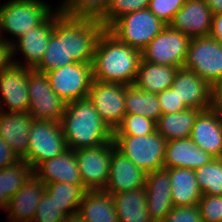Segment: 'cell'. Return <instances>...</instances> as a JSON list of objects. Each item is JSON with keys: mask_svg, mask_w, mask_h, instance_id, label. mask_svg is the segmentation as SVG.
Returning a JSON list of instances; mask_svg holds the SVG:
<instances>
[{"mask_svg": "<svg viewBox=\"0 0 222 222\" xmlns=\"http://www.w3.org/2000/svg\"><path fill=\"white\" fill-rule=\"evenodd\" d=\"M141 59L139 50L120 42L105 29L95 48L93 80L133 85Z\"/></svg>", "mask_w": 222, "mask_h": 222, "instance_id": "1", "label": "cell"}, {"mask_svg": "<svg viewBox=\"0 0 222 222\" xmlns=\"http://www.w3.org/2000/svg\"><path fill=\"white\" fill-rule=\"evenodd\" d=\"M60 125L71 150L99 146L113 140V132L88 97L67 103Z\"/></svg>", "mask_w": 222, "mask_h": 222, "instance_id": "2", "label": "cell"}, {"mask_svg": "<svg viewBox=\"0 0 222 222\" xmlns=\"http://www.w3.org/2000/svg\"><path fill=\"white\" fill-rule=\"evenodd\" d=\"M166 26L146 8L122 15L107 30L120 42L141 52Z\"/></svg>", "mask_w": 222, "mask_h": 222, "instance_id": "3", "label": "cell"}, {"mask_svg": "<svg viewBox=\"0 0 222 222\" xmlns=\"http://www.w3.org/2000/svg\"><path fill=\"white\" fill-rule=\"evenodd\" d=\"M116 149L145 173L164 169L167 141L155 131L146 136L113 135Z\"/></svg>", "mask_w": 222, "mask_h": 222, "instance_id": "4", "label": "cell"}, {"mask_svg": "<svg viewBox=\"0 0 222 222\" xmlns=\"http://www.w3.org/2000/svg\"><path fill=\"white\" fill-rule=\"evenodd\" d=\"M28 151L24 160L34 170L40 163L68 149L60 122L33 119L28 136Z\"/></svg>", "mask_w": 222, "mask_h": 222, "instance_id": "5", "label": "cell"}, {"mask_svg": "<svg viewBox=\"0 0 222 222\" xmlns=\"http://www.w3.org/2000/svg\"><path fill=\"white\" fill-rule=\"evenodd\" d=\"M105 29L101 22L65 15L66 57L78 63H93L98 39Z\"/></svg>", "mask_w": 222, "mask_h": 222, "instance_id": "6", "label": "cell"}, {"mask_svg": "<svg viewBox=\"0 0 222 222\" xmlns=\"http://www.w3.org/2000/svg\"><path fill=\"white\" fill-rule=\"evenodd\" d=\"M184 67L214 88L222 81V45L210 36L191 38Z\"/></svg>", "mask_w": 222, "mask_h": 222, "instance_id": "7", "label": "cell"}, {"mask_svg": "<svg viewBox=\"0 0 222 222\" xmlns=\"http://www.w3.org/2000/svg\"><path fill=\"white\" fill-rule=\"evenodd\" d=\"M51 12L40 0H11L0 6L1 28L19 39L30 28L41 25Z\"/></svg>", "mask_w": 222, "mask_h": 222, "instance_id": "8", "label": "cell"}, {"mask_svg": "<svg viewBox=\"0 0 222 222\" xmlns=\"http://www.w3.org/2000/svg\"><path fill=\"white\" fill-rule=\"evenodd\" d=\"M52 90L65 102L86 98L93 83L92 63H78L47 71Z\"/></svg>", "mask_w": 222, "mask_h": 222, "instance_id": "9", "label": "cell"}, {"mask_svg": "<svg viewBox=\"0 0 222 222\" xmlns=\"http://www.w3.org/2000/svg\"><path fill=\"white\" fill-rule=\"evenodd\" d=\"M191 38L167 25L141 51L142 60L174 67H184Z\"/></svg>", "mask_w": 222, "mask_h": 222, "instance_id": "10", "label": "cell"}, {"mask_svg": "<svg viewBox=\"0 0 222 222\" xmlns=\"http://www.w3.org/2000/svg\"><path fill=\"white\" fill-rule=\"evenodd\" d=\"M28 113L33 119L60 122L66 104L51 88L46 73L32 69L28 74Z\"/></svg>", "mask_w": 222, "mask_h": 222, "instance_id": "11", "label": "cell"}, {"mask_svg": "<svg viewBox=\"0 0 222 222\" xmlns=\"http://www.w3.org/2000/svg\"><path fill=\"white\" fill-rule=\"evenodd\" d=\"M114 141L75 150L81 180L87 190H104L108 178Z\"/></svg>", "mask_w": 222, "mask_h": 222, "instance_id": "12", "label": "cell"}, {"mask_svg": "<svg viewBox=\"0 0 222 222\" xmlns=\"http://www.w3.org/2000/svg\"><path fill=\"white\" fill-rule=\"evenodd\" d=\"M87 97L103 122L114 132L126 114L125 85L93 80Z\"/></svg>", "mask_w": 222, "mask_h": 222, "instance_id": "13", "label": "cell"}, {"mask_svg": "<svg viewBox=\"0 0 222 222\" xmlns=\"http://www.w3.org/2000/svg\"><path fill=\"white\" fill-rule=\"evenodd\" d=\"M171 88L187 108L205 111L213 107V88L193 70L180 67Z\"/></svg>", "mask_w": 222, "mask_h": 222, "instance_id": "14", "label": "cell"}, {"mask_svg": "<svg viewBox=\"0 0 222 222\" xmlns=\"http://www.w3.org/2000/svg\"><path fill=\"white\" fill-rule=\"evenodd\" d=\"M213 13L204 0H185L169 26L190 38L210 35Z\"/></svg>", "mask_w": 222, "mask_h": 222, "instance_id": "15", "label": "cell"}, {"mask_svg": "<svg viewBox=\"0 0 222 222\" xmlns=\"http://www.w3.org/2000/svg\"><path fill=\"white\" fill-rule=\"evenodd\" d=\"M32 69L20 63L0 73V92L10 112H27L29 108L28 74Z\"/></svg>", "mask_w": 222, "mask_h": 222, "instance_id": "16", "label": "cell"}, {"mask_svg": "<svg viewBox=\"0 0 222 222\" xmlns=\"http://www.w3.org/2000/svg\"><path fill=\"white\" fill-rule=\"evenodd\" d=\"M146 175L115 148L111 154L109 178L104 191L112 195L144 187Z\"/></svg>", "mask_w": 222, "mask_h": 222, "instance_id": "17", "label": "cell"}, {"mask_svg": "<svg viewBox=\"0 0 222 222\" xmlns=\"http://www.w3.org/2000/svg\"><path fill=\"white\" fill-rule=\"evenodd\" d=\"M144 189L149 216L154 222H162L173 208L168 171L160 169L147 173Z\"/></svg>", "mask_w": 222, "mask_h": 222, "instance_id": "18", "label": "cell"}, {"mask_svg": "<svg viewBox=\"0 0 222 222\" xmlns=\"http://www.w3.org/2000/svg\"><path fill=\"white\" fill-rule=\"evenodd\" d=\"M190 138L215 158H222V113L211 109L202 111L196 118Z\"/></svg>", "mask_w": 222, "mask_h": 222, "instance_id": "19", "label": "cell"}, {"mask_svg": "<svg viewBox=\"0 0 222 222\" xmlns=\"http://www.w3.org/2000/svg\"><path fill=\"white\" fill-rule=\"evenodd\" d=\"M33 174L45 185L54 182L83 184L75 150L69 148L60 155L40 163L33 170Z\"/></svg>", "mask_w": 222, "mask_h": 222, "instance_id": "20", "label": "cell"}, {"mask_svg": "<svg viewBox=\"0 0 222 222\" xmlns=\"http://www.w3.org/2000/svg\"><path fill=\"white\" fill-rule=\"evenodd\" d=\"M1 109L0 107V137L19 159H24L27 156L33 118L28 112L3 113Z\"/></svg>", "mask_w": 222, "mask_h": 222, "instance_id": "21", "label": "cell"}, {"mask_svg": "<svg viewBox=\"0 0 222 222\" xmlns=\"http://www.w3.org/2000/svg\"><path fill=\"white\" fill-rule=\"evenodd\" d=\"M215 157L198 147L191 138L169 140L166 144L164 168L195 170L210 163Z\"/></svg>", "mask_w": 222, "mask_h": 222, "instance_id": "22", "label": "cell"}, {"mask_svg": "<svg viewBox=\"0 0 222 222\" xmlns=\"http://www.w3.org/2000/svg\"><path fill=\"white\" fill-rule=\"evenodd\" d=\"M45 192V184L34 174L22 188L9 200L7 210L14 222H33L38 203Z\"/></svg>", "mask_w": 222, "mask_h": 222, "instance_id": "23", "label": "cell"}, {"mask_svg": "<svg viewBox=\"0 0 222 222\" xmlns=\"http://www.w3.org/2000/svg\"><path fill=\"white\" fill-rule=\"evenodd\" d=\"M54 14V29L51 34L45 55L39 65L35 68L37 72L46 73L69 64L74 63L71 58L66 57L65 49V14L61 11Z\"/></svg>", "mask_w": 222, "mask_h": 222, "instance_id": "24", "label": "cell"}, {"mask_svg": "<svg viewBox=\"0 0 222 222\" xmlns=\"http://www.w3.org/2000/svg\"><path fill=\"white\" fill-rule=\"evenodd\" d=\"M54 29V14L50 15L41 25L30 28L19 39V49L26 57L28 65L25 67L35 69L42 61Z\"/></svg>", "mask_w": 222, "mask_h": 222, "instance_id": "25", "label": "cell"}, {"mask_svg": "<svg viewBox=\"0 0 222 222\" xmlns=\"http://www.w3.org/2000/svg\"><path fill=\"white\" fill-rule=\"evenodd\" d=\"M171 181L173 207L194 206L203 195L196 179L195 171L188 168H164Z\"/></svg>", "mask_w": 222, "mask_h": 222, "instance_id": "26", "label": "cell"}, {"mask_svg": "<svg viewBox=\"0 0 222 222\" xmlns=\"http://www.w3.org/2000/svg\"><path fill=\"white\" fill-rule=\"evenodd\" d=\"M178 69L141 59L134 85L143 91L158 94L172 86Z\"/></svg>", "mask_w": 222, "mask_h": 222, "instance_id": "27", "label": "cell"}, {"mask_svg": "<svg viewBox=\"0 0 222 222\" xmlns=\"http://www.w3.org/2000/svg\"><path fill=\"white\" fill-rule=\"evenodd\" d=\"M111 196L119 222H154L147 210L144 187Z\"/></svg>", "mask_w": 222, "mask_h": 222, "instance_id": "28", "label": "cell"}, {"mask_svg": "<svg viewBox=\"0 0 222 222\" xmlns=\"http://www.w3.org/2000/svg\"><path fill=\"white\" fill-rule=\"evenodd\" d=\"M78 211L86 222H119L112 196L104 190H87Z\"/></svg>", "mask_w": 222, "mask_h": 222, "instance_id": "29", "label": "cell"}, {"mask_svg": "<svg viewBox=\"0 0 222 222\" xmlns=\"http://www.w3.org/2000/svg\"><path fill=\"white\" fill-rule=\"evenodd\" d=\"M203 110L187 108L182 112L162 114L156 122V131L166 140L188 139L196 118Z\"/></svg>", "mask_w": 222, "mask_h": 222, "instance_id": "30", "label": "cell"}, {"mask_svg": "<svg viewBox=\"0 0 222 222\" xmlns=\"http://www.w3.org/2000/svg\"><path fill=\"white\" fill-rule=\"evenodd\" d=\"M126 114L142 115L157 122L162 111L156 93L138 89L134 84L125 85Z\"/></svg>", "mask_w": 222, "mask_h": 222, "instance_id": "31", "label": "cell"}, {"mask_svg": "<svg viewBox=\"0 0 222 222\" xmlns=\"http://www.w3.org/2000/svg\"><path fill=\"white\" fill-rule=\"evenodd\" d=\"M86 191L83 184L54 182L45 185V192L52 197L53 202L66 216L79 210Z\"/></svg>", "mask_w": 222, "mask_h": 222, "instance_id": "32", "label": "cell"}, {"mask_svg": "<svg viewBox=\"0 0 222 222\" xmlns=\"http://www.w3.org/2000/svg\"><path fill=\"white\" fill-rule=\"evenodd\" d=\"M110 0H65L61 11L70 17L101 22L105 17Z\"/></svg>", "mask_w": 222, "mask_h": 222, "instance_id": "33", "label": "cell"}, {"mask_svg": "<svg viewBox=\"0 0 222 222\" xmlns=\"http://www.w3.org/2000/svg\"><path fill=\"white\" fill-rule=\"evenodd\" d=\"M32 175L33 169L24 159L0 169L1 195L10 200Z\"/></svg>", "mask_w": 222, "mask_h": 222, "instance_id": "34", "label": "cell"}, {"mask_svg": "<svg viewBox=\"0 0 222 222\" xmlns=\"http://www.w3.org/2000/svg\"><path fill=\"white\" fill-rule=\"evenodd\" d=\"M194 171L203 195L222 196V158H214Z\"/></svg>", "mask_w": 222, "mask_h": 222, "instance_id": "35", "label": "cell"}, {"mask_svg": "<svg viewBox=\"0 0 222 222\" xmlns=\"http://www.w3.org/2000/svg\"><path fill=\"white\" fill-rule=\"evenodd\" d=\"M156 131V122L142 115L125 114L113 135L146 136Z\"/></svg>", "mask_w": 222, "mask_h": 222, "instance_id": "36", "label": "cell"}, {"mask_svg": "<svg viewBox=\"0 0 222 222\" xmlns=\"http://www.w3.org/2000/svg\"><path fill=\"white\" fill-rule=\"evenodd\" d=\"M150 0H110L106 17L101 21L107 29L122 15L148 8Z\"/></svg>", "mask_w": 222, "mask_h": 222, "instance_id": "37", "label": "cell"}, {"mask_svg": "<svg viewBox=\"0 0 222 222\" xmlns=\"http://www.w3.org/2000/svg\"><path fill=\"white\" fill-rule=\"evenodd\" d=\"M66 215L59 210L46 192L43 193L34 215V222H64Z\"/></svg>", "mask_w": 222, "mask_h": 222, "instance_id": "38", "label": "cell"}, {"mask_svg": "<svg viewBox=\"0 0 222 222\" xmlns=\"http://www.w3.org/2000/svg\"><path fill=\"white\" fill-rule=\"evenodd\" d=\"M197 206L203 222H222V196L202 195Z\"/></svg>", "mask_w": 222, "mask_h": 222, "instance_id": "39", "label": "cell"}, {"mask_svg": "<svg viewBox=\"0 0 222 222\" xmlns=\"http://www.w3.org/2000/svg\"><path fill=\"white\" fill-rule=\"evenodd\" d=\"M185 0H150L148 9L169 25L174 15L183 7Z\"/></svg>", "mask_w": 222, "mask_h": 222, "instance_id": "40", "label": "cell"}, {"mask_svg": "<svg viewBox=\"0 0 222 222\" xmlns=\"http://www.w3.org/2000/svg\"><path fill=\"white\" fill-rule=\"evenodd\" d=\"M162 222H203L197 205L173 207Z\"/></svg>", "mask_w": 222, "mask_h": 222, "instance_id": "41", "label": "cell"}, {"mask_svg": "<svg viewBox=\"0 0 222 222\" xmlns=\"http://www.w3.org/2000/svg\"><path fill=\"white\" fill-rule=\"evenodd\" d=\"M162 114L182 112L187 107L171 87L157 94Z\"/></svg>", "mask_w": 222, "mask_h": 222, "instance_id": "42", "label": "cell"}, {"mask_svg": "<svg viewBox=\"0 0 222 222\" xmlns=\"http://www.w3.org/2000/svg\"><path fill=\"white\" fill-rule=\"evenodd\" d=\"M15 44L6 40H0V73L13 64L11 57L15 54Z\"/></svg>", "mask_w": 222, "mask_h": 222, "instance_id": "43", "label": "cell"}, {"mask_svg": "<svg viewBox=\"0 0 222 222\" xmlns=\"http://www.w3.org/2000/svg\"><path fill=\"white\" fill-rule=\"evenodd\" d=\"M20 160L16 154L12 151V149L7 145L6 141H4L0 137V169L8 167L11 164L16 163Z\"/></svg>", "mask_w": 222, "mask_h": 222, "instance_id": "44", "label": "cell"}, {"mask_svg": "<svg viewBox=\"0 0 222 222\" xmlns=\"http://www.w3.org/2000/svg\"><path fill=\"white\" fill-rule=\"evenodd\" d=\"M210 37L222 45V13L213 15Z\"/></svg>", "mask_w": 222, "mask_h": 222, "instance_id": "45", "label": "cell"}, {"mask_svg": "<svg viewBox=\"0 0 222 222\" xmlns=\"http://www.w3.org/2000/svg\"><path fill=\"white\" fill-rule=\"evenodd\" d=\"M213 108L222 113V81L213 88Z\"/></svg>", "mask_w": 222, "mask_h": 222, "instance_id": "46", "label": "cell"}, {"mask_svg": "<svg viewBox=\"0 0 222 222\" xmlns=\"http://www.w3.org/2000/svg\"><path fill=\"white\" fill-rule=\"evenodd\" d=\"M213 15L222 13V0H204Z\"/></svg>", "mask_w": 222, "mask_h": 222, "instance_id": "47", "label": "cell"}, {"mask_svg": "<svg viewBox=\"0 0 222 222\" xmlns=\"http://www.w3.org/2000/svg\"><path fill=\"white\" fill-rule=\"evenodd\" d=\"M64 222H86L83 216L79 213V211L72 213L66 216Z\"/></svg>", "mask_w": 222, "mask_h": 222, "instance_id": "48", "label": "cell"}, {"mask_svg": "<svg viewBox=\"0 0 222 222\" xmlns=\"http://www.w3.org/2000/svg\"><path fill=\"white\" fill-rule=\"evenodd\" d=\"M9 205V199L5 195H1V186H0V207L7 210Z\"/></svg>", "mask_w": 222, "mask_h": 222, "instance_id": "49", "label": "cell"}]
</instances>
